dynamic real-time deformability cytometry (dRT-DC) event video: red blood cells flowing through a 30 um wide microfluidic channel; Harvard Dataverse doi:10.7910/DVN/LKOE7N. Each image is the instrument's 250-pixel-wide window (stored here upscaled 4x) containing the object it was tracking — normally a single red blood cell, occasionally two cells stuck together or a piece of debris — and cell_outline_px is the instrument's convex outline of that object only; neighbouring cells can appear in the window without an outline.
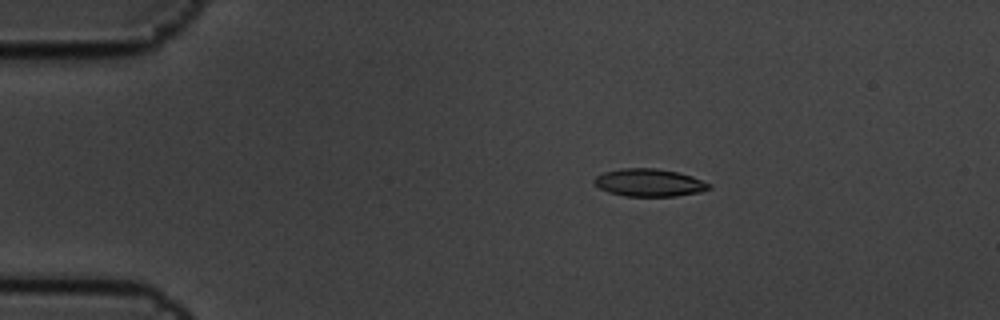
{"species": "common noctule bat (a hibernating species)", "species_latin": "Nyctalus noctula", "temperature_condition": "cold", "stored_images_in_passage": 5, "camera_frame_rate_fps": 3000, "um_per_image_px": 0.085, "animal": {"sex": "male", "body_mass_g": 19.5, "forearm_length_mm": 54.6}, "frame": {"image": 1, "passage_image": 3, "time_ms": 0.667, "image_size_px": [1000, 320], "cell_outline_px": [[712, 188], [700, 192], [676, 196], [624, 196], [608, 192], [600, 188], [592, 180], [596, 176], [604, 172], [620, 168], [656, 168], [676, 172], [692, 176], [712, 184]], "centroid_in_image_um": [55.2, 15.52], "position_along_channel_um": 29.8, "area_um2": 18.55}}